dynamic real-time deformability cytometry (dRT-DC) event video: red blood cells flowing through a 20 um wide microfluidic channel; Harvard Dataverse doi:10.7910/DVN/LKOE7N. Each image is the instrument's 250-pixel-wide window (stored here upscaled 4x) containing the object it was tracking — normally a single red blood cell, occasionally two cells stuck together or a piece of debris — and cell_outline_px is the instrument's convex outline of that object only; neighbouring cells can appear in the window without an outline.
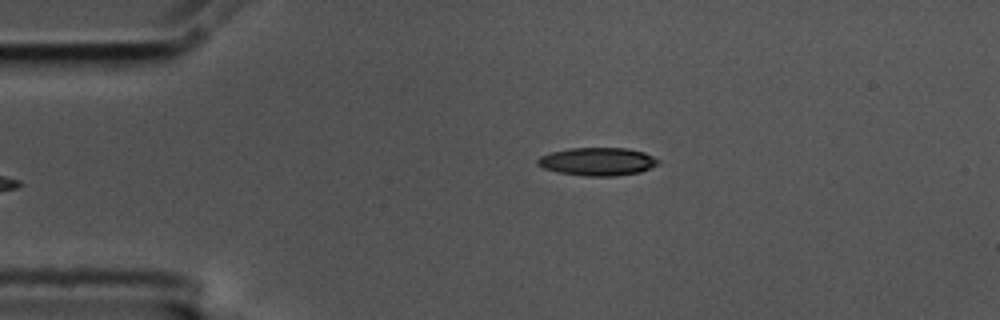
{"species": "common noctule bat (a hibernating species)", "species_latin": "Nyctalus noctula", "temperature_condition": "cold", "stored_images_in_passage": 3, "camera_frame_rate_fps": 3000, "um_per_image_px": 0.085, "animal": {"sex": "male", "body_mass_g": 17.5, "forearm_length_mm": 52.3}, "frame": {"image": 1, "passage_image": 3, "time_ms": 0.667, "image_size_px": [1000, 320], "cell_outline_px": [[660, 164], [640, 172], [616, 176], [584, 176], [556, 172], [544, 168], [536, 164], [536, 160], [540, 156], [552, 152], [572, 148], [628, 148], [644, 152], [660, 160]], "centroid_in_image_um": [50.8, 13.74], "position_along_channel_um": 34.2, "area_um2": 19.83}}